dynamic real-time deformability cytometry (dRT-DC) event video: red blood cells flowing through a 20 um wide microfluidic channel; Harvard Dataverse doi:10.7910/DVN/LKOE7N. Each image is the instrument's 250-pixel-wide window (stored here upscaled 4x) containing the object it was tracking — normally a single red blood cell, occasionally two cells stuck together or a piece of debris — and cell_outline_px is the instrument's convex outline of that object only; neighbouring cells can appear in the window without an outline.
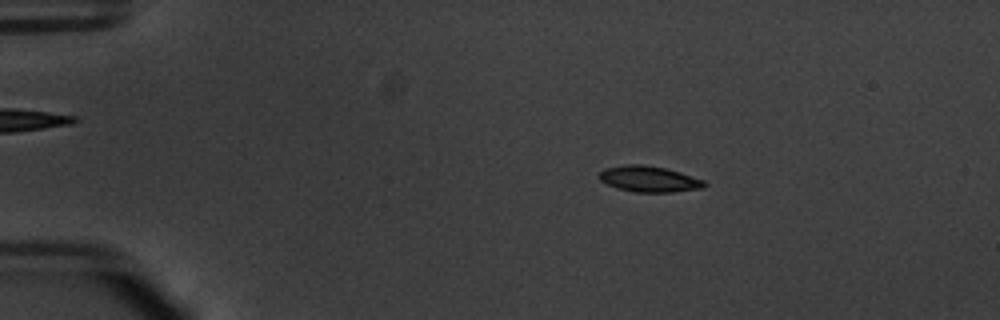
{"species": "common noctule bat (a hibernating species)", "species_latin": "Nyctalus noctula", "temperature_condition": "warm", "stored_images_in_passage": 54, "camera_frame_rate_fps": 3000, "um_per_image_px": 0.085, "animal": {"sex": "male", "body_mass_g": 20.1, "forearm_length_mm": 53.5}, "frame": {"image": 1, "passage_image": 10, "time_ms": 3.0, "image_size_px": [1000, 320], "cell_outline_px": [[708, 184], [704, 188], [672, 192], [636, 192], [616, 188], [600, 180], [600, 172], [604, 168], [624, 164], [640, 164], [664, 168], [680, 172], [704, 180]], "centroid_in_image_um": [55.19, 15.22], "position_along_channel_um": 29.8, "area_um2": 15.9}}
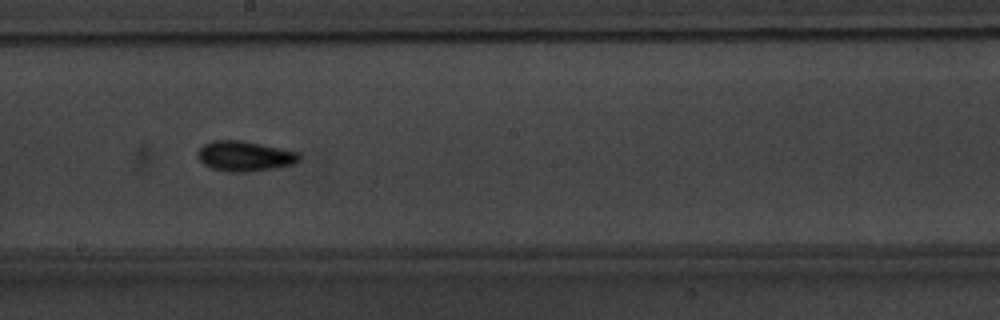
{"frame": {"image": 2, "passage_image": 31, "time_ms": 10.0, "image_size_px": [1000, 320], "cell_outline_px": [[300, 160], [296, 164], [276, 168], [244, 172], [232, 172], [212, 168], [204, 164], [196, 156], [196, 152], [204, 144], [212, 140], [240, 140], [300, 152]], "centroid_in_image_um": [20.81, 13.27], "position_along_channel_um": 227.4, "area_um2": 17.92}}
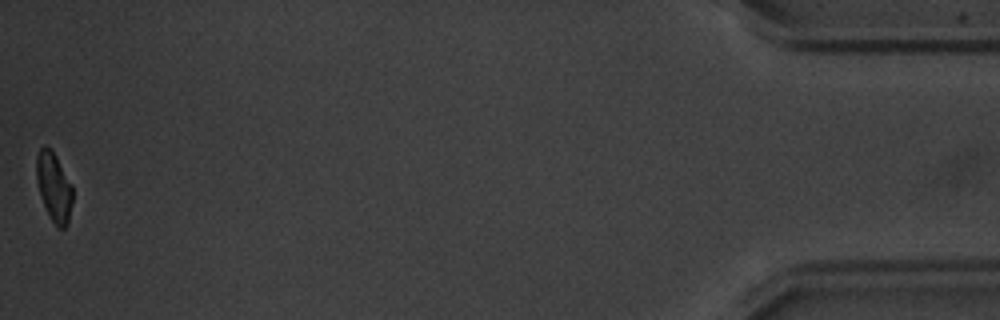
{"frame": {"image": 3, "passage_image": 54, "time_ms": 17.667, "image_size_px": [1000, 320], "cell_outline_px": [[72, 200], [68, 224], [64, 228], [60, 228], [52, 220], [44, 204], [40, 192], [36, 176], [36, 156], [40, 148], [44, 144], [52, 148], [72, 184]], "centroid_in_image_um": [4.59, 15.81], "position_along_channel_um": 430.6, "area_um2": 14.45}, "authors_computed_cell_mechanics": {"area_um2": 15.8372, "velocity_mm_per_s": 3.785, "shape_relaxation_time_tau1_ms": 3.0427, "shape_relaxation_time_tau2_ms": 4.4318, "deformation_change_tau1": 0.1279, "deformation_change_tau2": 0.1051}}